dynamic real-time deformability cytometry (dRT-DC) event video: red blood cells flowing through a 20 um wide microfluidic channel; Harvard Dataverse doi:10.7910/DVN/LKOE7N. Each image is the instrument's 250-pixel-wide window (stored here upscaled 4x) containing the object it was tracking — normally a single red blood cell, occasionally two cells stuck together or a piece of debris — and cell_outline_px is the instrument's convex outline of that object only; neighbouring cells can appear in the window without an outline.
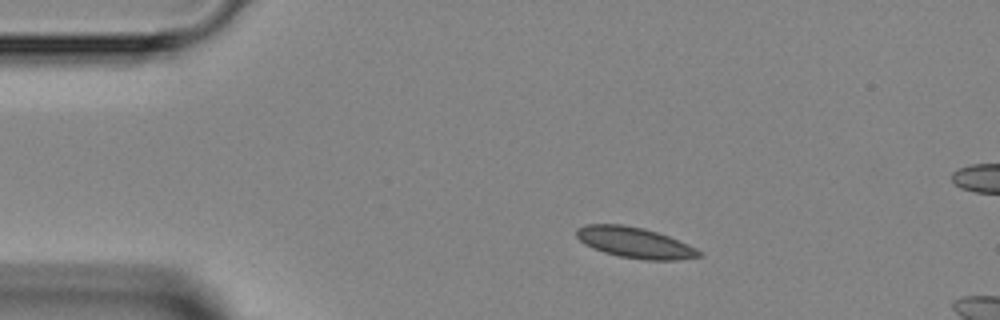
{"species": "Egyptian fruit bat (a non-hibernating species)", "species_latin": "Rousettus aegyptiacus", "temperature_condition": "room temperature", "stored_images_in_passage": 3, "camera_frame_rate_fps": 3000, "um_per_image_px": 0.085, "animal": {"sex": "female"}, "frame": {"image": 1, "passage_image": 1, "time_ms": 0.0, "image_size_px": [1000, 320], "cell_outline_px": [[704, 256], [676, 260], [644, 260], [620, 256], [604, 252], [592, 248], [584, 244], [576, 236], [576, 228], [584, 224], [620, 224], [644, 228], [668, 236], [688, 244], [704, 252]], "centroid_in_image_um": [53.97, 20.62], "position_along_channel_um": 31.0, "area_um2": 22.08}}